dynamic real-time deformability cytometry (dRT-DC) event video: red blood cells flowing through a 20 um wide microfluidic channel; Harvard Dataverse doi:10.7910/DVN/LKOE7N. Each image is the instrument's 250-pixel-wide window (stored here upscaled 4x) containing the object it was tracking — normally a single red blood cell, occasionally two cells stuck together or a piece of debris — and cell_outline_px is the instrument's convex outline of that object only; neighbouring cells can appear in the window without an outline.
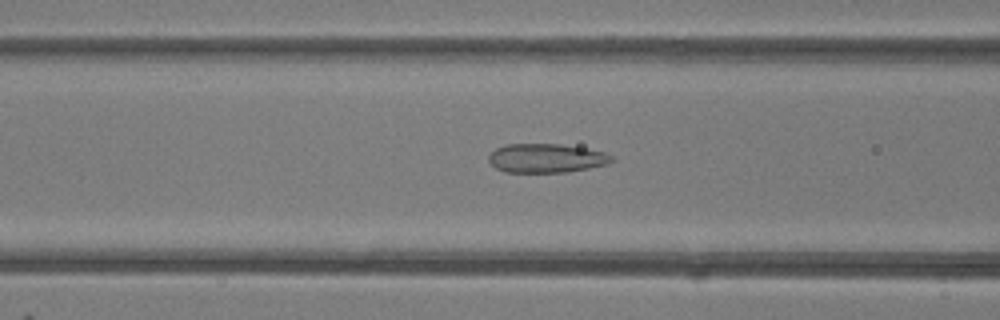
{"species": "common noctule bat (a hibernating species)", "species_latin": "Nyctalus noctula", "temperature_condition": "room temperature", "stored_images_in_passage": 45, "camera_frame_rate_fps": 3000, "um_per_image_px": 0.085, "animal": {"sex": "female"}, "frame": {"image": 1, "passage_image": 19, "time_ms": 6.0, "image_size_px": [1000, 320], "cell_outline_px": [[616, 160], [608, 164], [568, 172], [504, 172], [496, 168], [488, 160], [488, 156], [496, 148], [504, 144], [560, 144], [584, 148], [604, 152], [612, 156]], "centroid_in_image_um": [46.43, 13.44], "position_along_channel_um": 120.2, "area_um2": 20.81}}
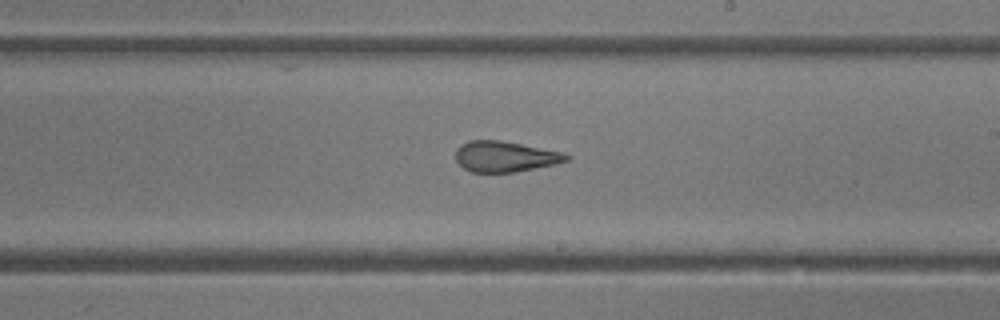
{"frame": {"image": 2, "passage_image": 28, "time_ms": 9.0, "image_size_px": [1000, 320], "cell_outline_px": [[572, 156], [568, 160], [556, 164], [516, 172], [472, 172], [464, 168], [456, 160], [456, 148], [460, 144], [468, 140], [500, 140], [564, 152]], "centroid_in_image_um": [42.95, 13.3], "position_along_channel_um": 246.1, "area_um2": 19.94}}
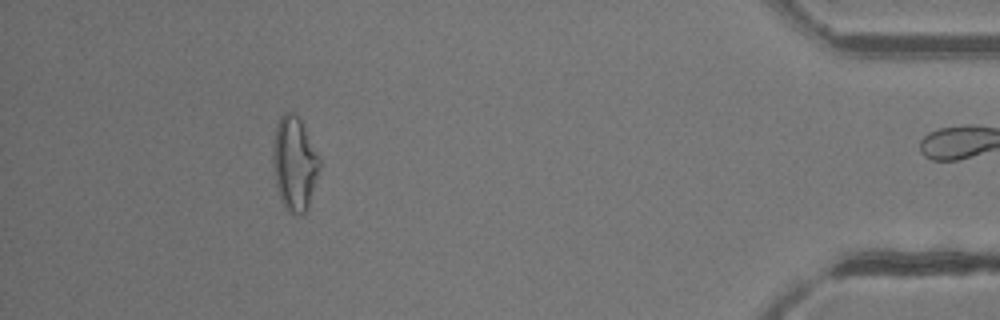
{"frame": {"image": 3, "passage_image": 44, "time_ms": 14.333, "image_size_px": [1000, 320], "cell_outline_px": [[320, 168], [308, 212], [300, 216], [292, 216], [284, 208], [280, 200], [276, 184], [272, 164], [272, 156], [276, 124], [280, 116], [284, 112], [292, 112], [300, 120], [320, 156]], "centroid_in_image_um": [25.04, 13.99], "position_along_channel_um": 410.2, "area_um2": 26.13}, "authors_computed_cell_mechanics": {"area_um2": 22.1374, "velocity_mm_per_s": 4.2016, "shape_relaxation_time_tau1_ms": null, "shape_relaxation_time_tau2_ms": 1.3697, "deformation_change_tau1": null, "deformation_change_tau2": 0.1037}}